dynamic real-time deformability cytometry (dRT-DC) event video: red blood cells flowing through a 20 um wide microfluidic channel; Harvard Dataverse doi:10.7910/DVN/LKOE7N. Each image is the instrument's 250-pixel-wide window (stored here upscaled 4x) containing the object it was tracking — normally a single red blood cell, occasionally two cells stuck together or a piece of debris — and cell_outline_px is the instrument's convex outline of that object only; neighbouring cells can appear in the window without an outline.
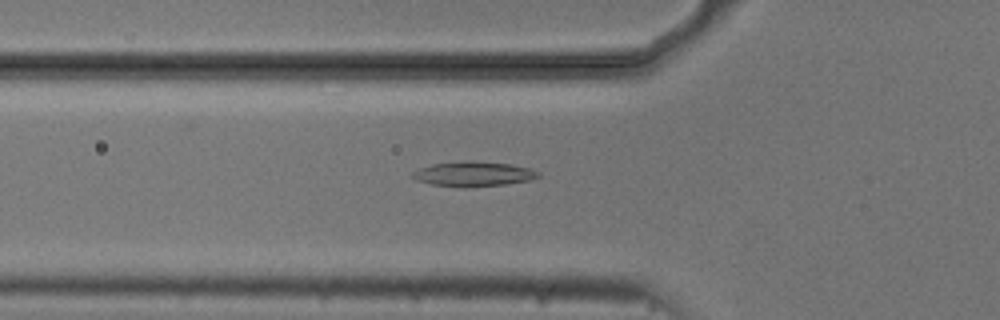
{"species": "common noctule bat (a hibernating species)", "species_latin": "Nyctalus noctula", "temperature_condition": "cold", "stored_images_in_passage": 55, "camera_frame_rate_fps": 3000, "um_per_image_px": 0.085, "animal": {"sex": "male", "body_mass_g": 20.5, "forearm_length_mm": 52.5}, "frame": {"image": 1, "passage_image": 19, "time_ms": 6.0, "image_size_px": [1000, 320], "cell_outline_px": [[540, 176], [528, 180], [504, 184], [468, 188], [464, 188], [432, 184], [416, 180], [412, 176], [412, 172], [420, 168], [432, 164], [464, 160], [472, 160], [508, 164], [528, 168], [540, 172]], "centroid_in_image_um": [40.21, 14.78], "position_along_channel_um": 85.6, "area_um2": 18.21}}
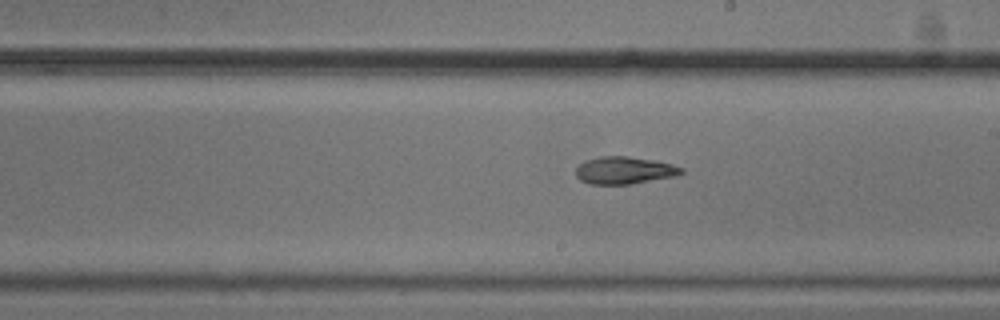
{"frame": {"image": 2, "passage_image": 31, "time_ms": 10.0, "image_size_px": [1000, 320], "cell_outline_px": [[684, 172], [676, 176], [628, 184], [588, 184], [580, 180], [576, 176], [576, 168], [580, 164], [588, 160], [600, 156], [624, 156], [652, 160], [672, 164], [684, 168]], "centroid_in_image_um": [53.07, 14.48], "position_along_channel_um": 235.9, "area_um2": 16.65}}
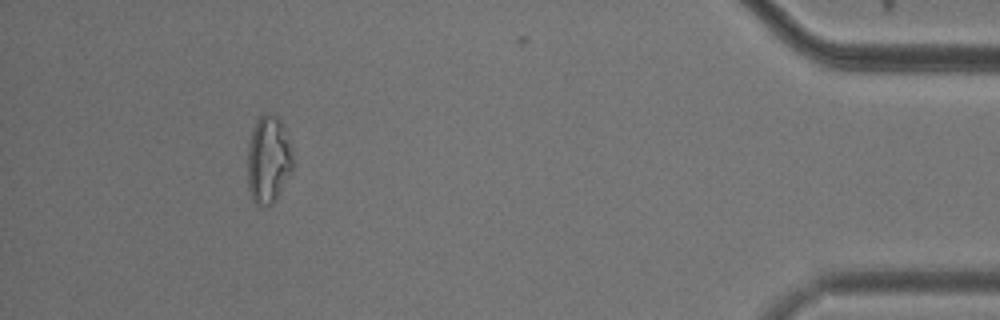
{"frame": {"image": 3, "passage_image": 50, "time_ms": 16.333, "image_size_px": [1000, 320], "cell_outline_px": [[292, 168], [276, 200], [272, 204], [260, 208], [252, 200], [248, 188], [248, 144], [256, 120], [260, 112], [272, 112], [280, 120], [284, 128], [288, 140], [292, 156]], "centroid_in_image_um": [22.78, 13.56], "position_along_channel_um": 412.4, "area_um2": 23.24}, "authors_computed_cell_mechanics": {"area_um2": 18.3226, "velocity_mm_per_s": 3.7303, "shape_relaxation_time_tau1_ms": null, "shape_relaxation_time_tau2_ms": 5.6446, "deformation_change_tau1": null, "deformation_change_tau2": 0.1378}}